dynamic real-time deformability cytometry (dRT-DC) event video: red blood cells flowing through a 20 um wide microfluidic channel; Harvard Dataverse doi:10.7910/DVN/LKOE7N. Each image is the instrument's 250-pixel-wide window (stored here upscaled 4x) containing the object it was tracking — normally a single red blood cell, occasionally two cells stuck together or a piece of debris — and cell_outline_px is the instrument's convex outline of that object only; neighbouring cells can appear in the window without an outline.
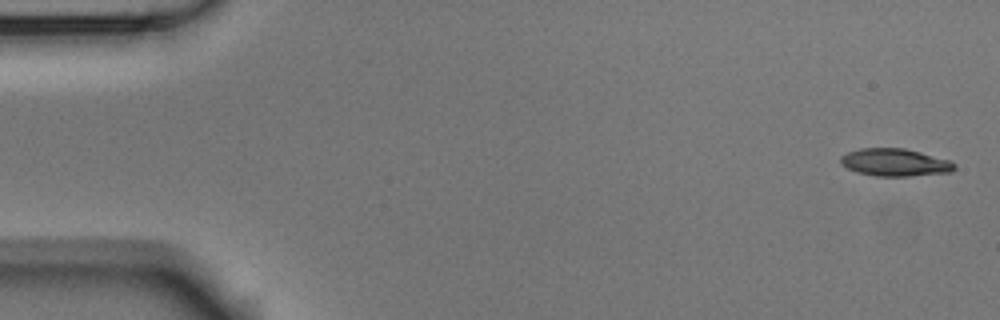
{"species": "Egyptian fruit bat (a non-hibernating species)", "species_latin": "Rousettus aegyptiacus", "temperature_condition": "room temperature", "stored_images_in_passage": 5, "camera_frame_rate_fps": 3000, "um_per_image_px": 0.085, "animal": {"sex": "male"}, "frame": {"image": 1, "passage_image": 1, "time_ms": 0.0, "image_size_px": [1000, 320], "cell_outline_px": [[956, 168], [952, 172], [908, 176], [876, 176], [856, 172], [840, 164], [840, 156], [848, 152], [860, 148], [904, 148], [952, 160], [956, 164]], "centroid_in_image_um": [76.09, 13.8], "position_along_channel_um": 8.9, "area_um2": 18.44}}
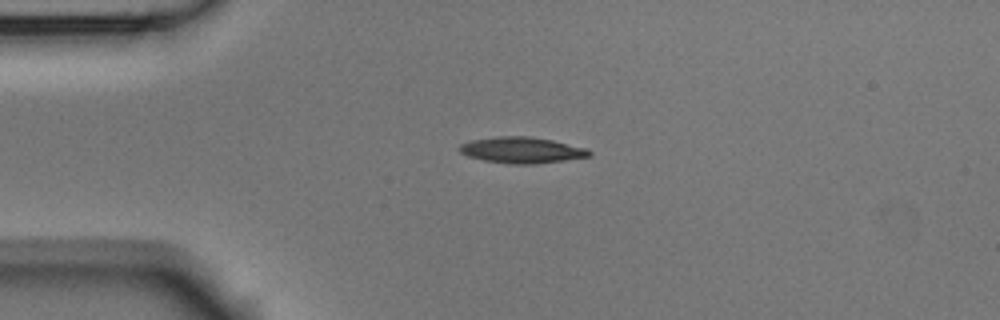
{"frame": {"image": 2, "passage_image": 4, "time_ms": 1.0, "image_size_px": [1000, 320], "cell_outline_px": [[592, 156], [564, 160], [532, 164], [512, 164], [484, 160], [468, 156], [460, 152], [460, 144], [472, 140], [496, 136], [528, 136], [552, 140], [584, 148], [592, 152]], "centroid_in_image_um": [44.34, 12.75], "position_along_channel_um": 40.7, "area_um2": 19.48}}